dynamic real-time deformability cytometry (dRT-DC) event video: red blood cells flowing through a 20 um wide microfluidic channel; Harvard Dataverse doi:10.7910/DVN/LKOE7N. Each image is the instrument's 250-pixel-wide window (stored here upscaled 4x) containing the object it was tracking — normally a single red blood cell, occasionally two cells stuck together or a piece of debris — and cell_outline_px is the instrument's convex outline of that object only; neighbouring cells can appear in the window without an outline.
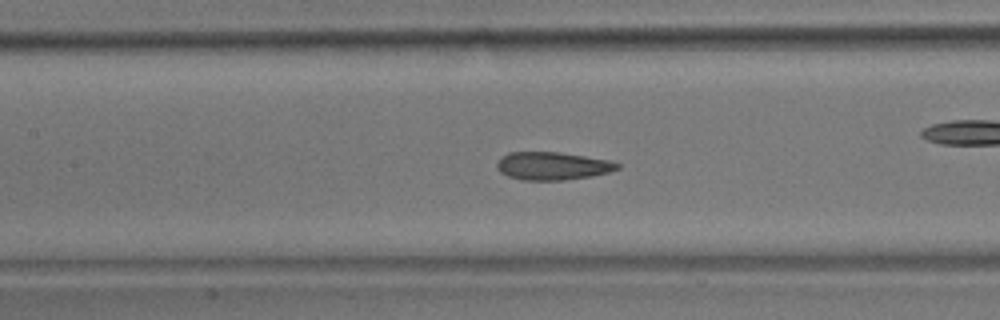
{"species": "common noctule bat (a hibernating species)", "species_latin": "Nyctalus noctula", "temperature_condition": "room temperature", "stored_images_in_passage": 56, "camera_frame_rate_fps": 3000, "um_per_image_px": 0.085, "animal": {"sex": "male", "body_mass_g": 17.9}, "frame": {"image": 1, "passage_image": 25, "time_ms": 8.0, "image_size_px": [1000, 320], "cell_outline_px": [[620, 168], [608, 172], [592, 176], [564, 180], [524, 180], [508, 176], [500, 172], [496, 168], [496, 164], [500, 156], [508, 152], [560, 152], [608, 160], [620, 164]], "centroid_in_image_um": [46.92, 14.1], "position_along_channel_um": 160.5, "area_um2": 19.65}, "authors_computed_cell_mechanics": {"area_um2": 20.3745, "velocity_mm_per_s": 3.6956, "shape_relaxation_time_tau1_ms": null, "shape_relaxation_time_tau2_ms": 1.8628, "deformation_change_tau1": null, "deformation_change_tau2": 0.0998}}